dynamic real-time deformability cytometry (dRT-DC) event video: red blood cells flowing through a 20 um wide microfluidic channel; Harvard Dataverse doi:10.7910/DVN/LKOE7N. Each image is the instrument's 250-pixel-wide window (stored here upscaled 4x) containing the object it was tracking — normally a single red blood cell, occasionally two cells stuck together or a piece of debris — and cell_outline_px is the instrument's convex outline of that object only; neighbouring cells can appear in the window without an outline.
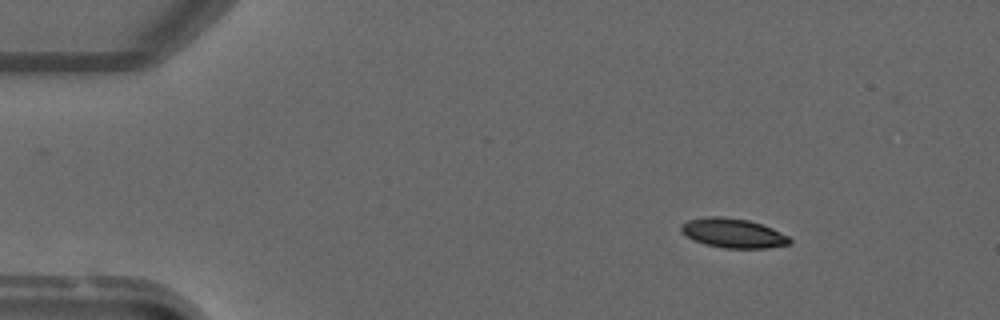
{"species": "common noctule bat (a hibernating species)", "species_latin": "Nyctalus noctula", "temperature_condition": "warm", "stored_images_in_passage": 3, "camera_frame_rate_fps": 3000, "um_per_image_px": 0.085, "animal": {"sex": "male", "forearm_length_mm": 52.5}, "frame": {"image": 1, "passage_image": 1, "time_ms": 0.0, "image_size_px": [1000, 320], "cell_outline_px": [[792, 244], [768, 248], [724, 248], [704, 244], [692, 240], [680, 232], [680, 224], [688, 220], [704, 216], [720, 216], [748, 220], [772, 228], [788, 236], [792, 240]], "centroid_in_image_um": [62.28, 19.82], "position_along_channel_um": 22.7, "area_um2": 18.84}}
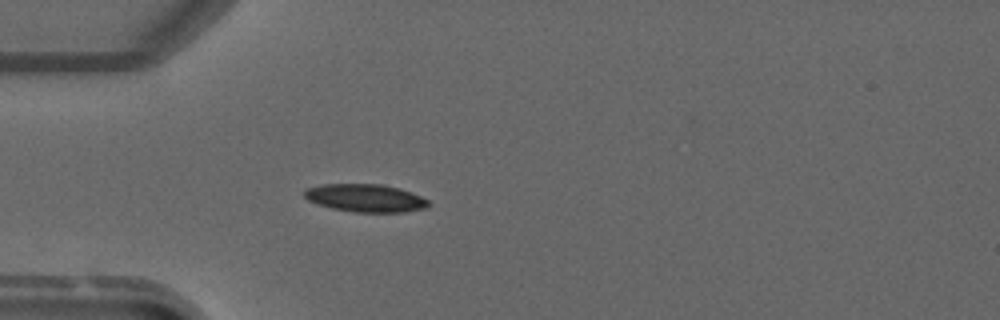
{"frame": {"image": 2, "passage_image": 3, "time_ms": 2.333, "image_size_px": [1000, 320], "cell_outline_px": [[428, 204], [424, 208], [404, 212], [356, 212], [332, 208], [316, 204], [308, 200], [304, 196], [304, 188], [324, 184], [380, 184], [400, 188], [412, 192], [428, 200]], "centroid_in_image_um": [31.03, 16.82], "position_along_channel_um": 54.0, "area_um2": 20.11}}